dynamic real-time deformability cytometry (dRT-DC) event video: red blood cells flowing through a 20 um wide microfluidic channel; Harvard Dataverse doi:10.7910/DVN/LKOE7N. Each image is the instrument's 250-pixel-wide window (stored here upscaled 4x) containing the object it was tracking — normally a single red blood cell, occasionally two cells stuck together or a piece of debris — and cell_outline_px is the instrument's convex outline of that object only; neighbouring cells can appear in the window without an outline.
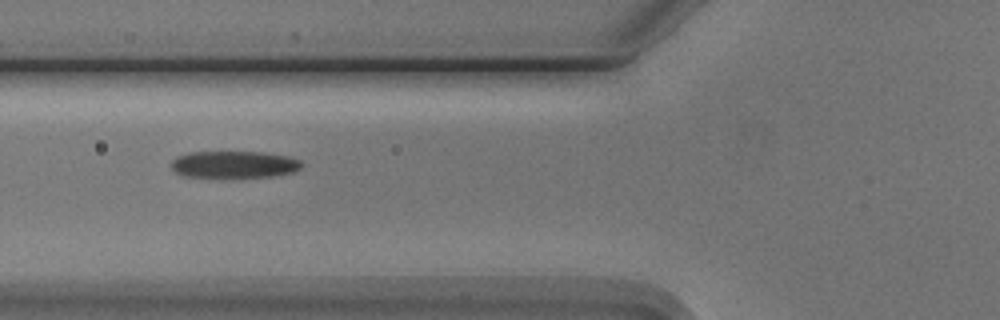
{"species": "Egyptian fruit bat (a non-hibernating species)", "species_latin": "Rousettus aegyptiacus", "temperature_condition": "cold", "stored_images_in_passage": 3, "camera_frame_rate_fps": 3000, "um_per_image_px": 0.085, "animal": {"sex": "male"}, "frame": {"image": 1, "passage_image": 3, "time_ms": 2.333, "image_size_px": [1000, 320], "cell_outline_px": [[304, 164], [300, 168], [292, 172], [272, 176], [184, 176], [176, 172], [172, 168], [172, 160], [176, 156], [188, 152], [264, 152], [288, 156], [300, 160]], "centroid_in_image_um": [19.91, 13.95], "position_along_channel_um": 105.9, "area_um2": 20.17}}